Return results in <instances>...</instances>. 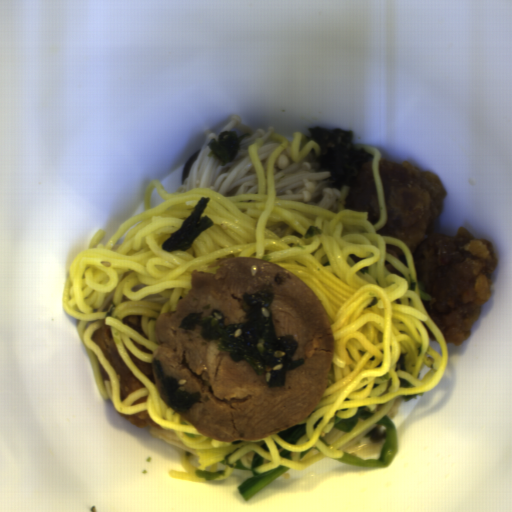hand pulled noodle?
Wrapping results in <instances>:
<instances>
[{
    "label": "hand pulled noodle",
    "mask_w": 512,
    "mask_h": 512,
    "mask_svg": "<svg viewBox=\"0 0 512 512\" xmlns=\"http://www.w3.org/2000/svg\"><path fill=\"white\" fill-rule=\"evenodd\" d=\"M270 136L281 144L266 161L267 194L257 142L248 145L258 178L257 194L224 197L206 187L170 193L157 179L150 181L144 188V212L120 224L106 244L101 241L105 231L97 230L87 248L76 254L66 278L63 310L78 320L77 335L85 345L102 399H111L115 410L124 415L147 410L154 422L176 431L183 446L193 450L194 454L180 450L185 471H168L174 479L206 483L197 471H224V475L212 481H225L234 468L221 461L235 449L238 450L229 457V465L240 460L249 469L255 453L263 457L262 465L254 469L257 474L280 465L297 472L323 458H343L345 453L338 449L386 416L399 396L434 389L447 366L449 348L422 304L410 249L395 237L377 234L387 222L379 177L380 152L359 143L355 145V150L372 154L379 207V220L372 225L367 212L345 209L349 187H343L340 193L337 213L277 199L275 160L284 150H289L293 162L298 164L312 149L317 156L321 154V146L311 139L301 147L306 139L301 131L293 132L291 142L282 134L273 132ZM155 187L166 200L150 208ZM201 196L210 197L201 217L206 215L211 219V227L186 251L163 250L162 244L182 225ZM138 221L140 224L127 232L116 251L111 250L121 234ZM310 226H316L322 234L306 239L304 235ZM386 243L403 250L409 269L385 252ZM239 256L262 259L304 281L319 297L331 321L335 345L330 380L312 413L298 423H306V434L292 445L277 434L256 441L228 442L202 435L166 406L156 385L137 368L124 348L151 362L157 348L156 318L173 310L176 301L190 291L191 272L197 269L217 272L219 266L210 267L211 262ZM385 261L400 269L405 278L389 272ZM132 314L143 315L142 329L149 339L121 321ZM421 322L434 333L442 356L429 346L428 332ZM102 323L110 325L121 357L147 386L135 390L123 402L117 372L90 339ZM401 353H407L406 373L394 371ZM98 361L110 381H102ZM422 361L430 370L420 381L416 375ZM388 372L390 378L381 380L380 376ZM399 378L413 387L400 388ZM359 406L369 407L373 417L358 419L351 431L342 432L333 427L334 416L350 419ZM322 416L314 430V423ZM319 437L330 446L323 444ZM265 442L270 452L262 449ZM275 442L292 451V461L280 457ZM312 446L321 452L310 450L300 459V452Z\"/></svg>",
    "instance_id": "obj_1"
}]
</instances>
